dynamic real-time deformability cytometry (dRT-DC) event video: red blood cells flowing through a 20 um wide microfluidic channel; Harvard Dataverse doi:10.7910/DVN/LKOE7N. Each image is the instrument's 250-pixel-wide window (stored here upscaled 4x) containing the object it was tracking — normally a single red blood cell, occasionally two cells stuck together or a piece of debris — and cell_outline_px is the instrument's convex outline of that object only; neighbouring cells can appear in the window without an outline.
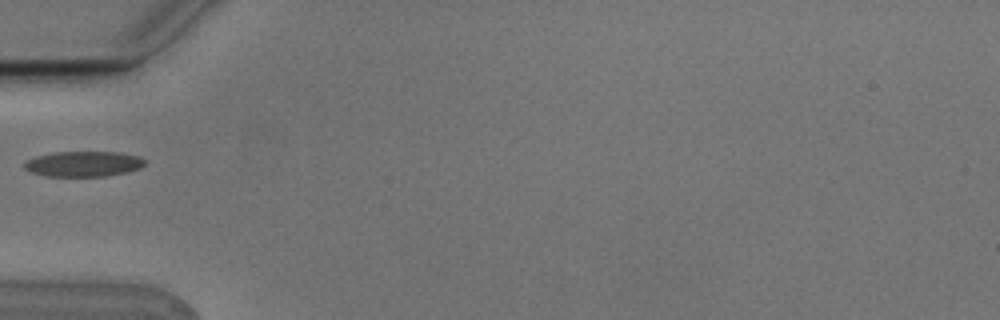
{"species": "Egyptian fruit bat (a non-hibernating species)", "species_latin": "Rousettus aegyptiacus", "temperature_condition": "cold", "stored_images_in_passage": 1, "camera_frame_rate_fps": 3000, "um_per_image_px": 0.085, "animal": {"sex": "male"}, "frame": {"image": 1, "passage_image": 1, "time_ms": 0.0, "image_size_px": [1000, 320], "cell_outline_px": [[144, 164], [140, 168], [128, 172], [104, 176], [44, 176], [32, 172], [24, 168], [24, 160], [36, 156], [56, 152], [116, 152], [140, 156], [144, 160]], "centroid_in_image_um": [7.07, 13.93], "position_along_channel_um": 77.9, "area_um2": 17.8}}